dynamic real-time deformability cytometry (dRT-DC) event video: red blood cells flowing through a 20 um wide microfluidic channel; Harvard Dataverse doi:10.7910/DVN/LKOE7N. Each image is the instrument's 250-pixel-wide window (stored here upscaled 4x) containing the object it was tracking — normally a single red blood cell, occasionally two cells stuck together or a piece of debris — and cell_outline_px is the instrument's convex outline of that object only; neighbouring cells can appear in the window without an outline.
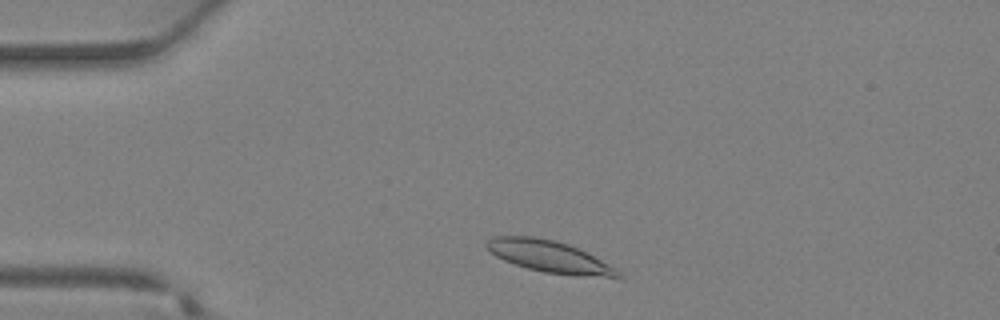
{"species": "Egyptian fruit bat (a non-hibernating species)", "species_latin": "Rousettus aegyptiacus", "temperature_condition": "warm", "stored_images_in_passage": 30, "camera_frame_rate_fps": 3000, "um_per_image_px": 0.085, "animal": {"sex": "female"}, "frame": {"image": 1, "passage_image": 1, "time_ms": 0.0, "image_size_px": [1000, 320], "cell_outline_px": [[624, 280], [620, 280], [544, 272], [528, 268], [504, 260], [496, 256], [484, 244], [492, 236], [532, 236], [556, 240], [568, 244], [588, 252], [616, 268], [624, 276]], "centroid_in_image_um": [46.83, 21.83], "position_along_channel_um": 38.2, "area_um2": 24.74}}
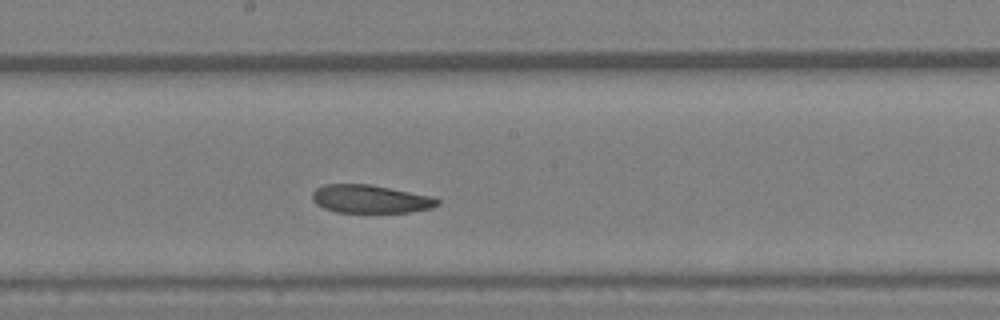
{"frame": {"image": 2, "passage_image": 13, "time_ms": 4.0, "image_size_px": [1000, 320], "cell_outline_px": [[440, 204], [432, 208], [412, 212], [336, 212], [324, 208], [316, 204], [312, 200], [312, 192], [316, 188], [324, 184], [368, 184], [436, 196], [440, 200]], "centroid_in_image_um": [31.52, 16.91], "position_along_channel_um": 216.7, "area_um2": 20.81}}
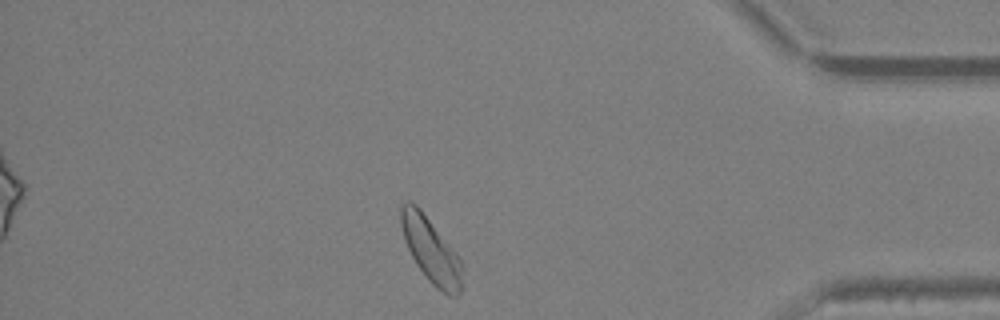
{"frame": {"image": 3, "passage_image": 25, "time_ms": 8.0, "image_size_px": [1000, 320], "cell_outline_px": [[460, 292], [456, 296], [448, 296], [436, 288], [428, 280], [416, 264], [404, 240], [400, 224], [400, 208], [408, 200], [416, 204], [420, 208], [456, 252], [460, 260]], "centroid_in_image_um": [36.59, 21.25], "position_along_channel_um": 398.6, "area_um2": 22.83}}